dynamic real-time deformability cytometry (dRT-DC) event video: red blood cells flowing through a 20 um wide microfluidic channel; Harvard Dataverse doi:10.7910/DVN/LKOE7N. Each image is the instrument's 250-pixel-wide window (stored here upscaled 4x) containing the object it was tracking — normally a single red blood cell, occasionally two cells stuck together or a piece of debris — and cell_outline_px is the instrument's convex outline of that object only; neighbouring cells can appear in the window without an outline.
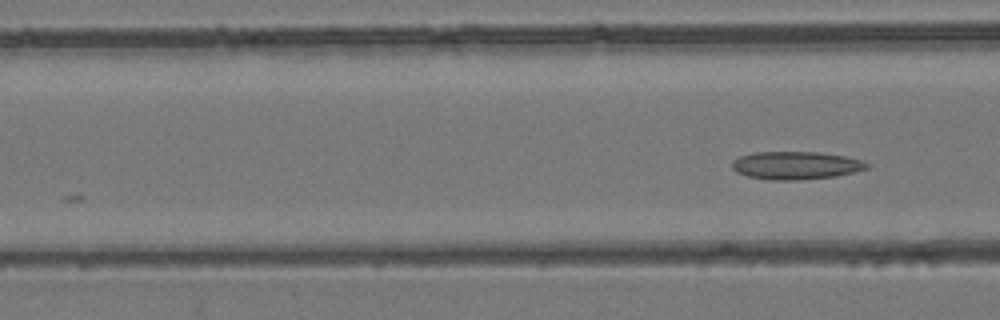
{"species": "common noctule bat (a hibernating species)", "species_latin": "Nyctalus noctula", "temperature_condition": "room temperature", "stored_images_in_passage": 8, "camera_frame_rate_fps": 3000, "um_per_image_px": 0.085, "animal": {"sex": "female", "body_mass_g": 24.6, "forearm_length_mm": 56.2}, "frame": {"image": 1, "passage_image": 8, "time_ms": 2.333, "image_size_px": [1000, 320], "cell_outline_px": [[868, 168], [836, 176], [796, 180], [772, 180], [748, 176], [736, 172], [732, 168], [732, 160], [740, 156], [756, 152], [820, 152], [848, 156], [860, 160], [868, 164]], "centroid_in_image_um": [67.63, 14.05], "position_along_channel_um": 99.0, "area_um2": 21.85}}